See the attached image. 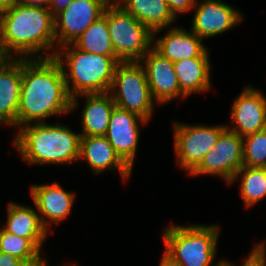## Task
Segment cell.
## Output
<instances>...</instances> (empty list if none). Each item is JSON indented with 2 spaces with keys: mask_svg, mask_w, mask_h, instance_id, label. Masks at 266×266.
Instances as JSON below:
<instances>
[{
  "mask_svg": "<svg viewBox=\"0 0 266 266\" xmlns=\"http://www.w3.org/2000/svg\"><path fill=\"white\" fill-rule=\"evenodd\" d=\"M0 266H29L24 260L0 252Z\"/></svg>",
  "mask_w": 266,
  "mask_h": 266,
  "instance_id": "f1b7e54d",
  "label": "cell"
},
{
  "mask_svg": "<svg viewBox=\"0 0 266 266\" xmlns=\"http://www.w3.org/2000/svg\"><path fill=\"white\" fill-rule=\"evenodd\" d=\"M238 175L242 177L241 195L247 207L266 197V168L242 166L236 172L232 182Z\"/></svg>",
  "mask_w": 266,
  "mask_h": 266,
  "instance_id": "d4e9b609",
  "label": "cell"
},
{
  "mask_svg": "<svg viewBox=\"0 0 266 266\" xmlns=\"http://www.w3.org/2000/svg\"><path fill=\"white\" fill-rule=\"evenodd\" d=\"M87 103L82 114L81 136H105L112 111L116 107L110 92L83 94Z\"/></svg>",
  "mask_w": 266,
  "mask_h": 266,
  "instance_id": "ffe728a7",
  "label": "cell"
},
{
  "mask_svg": "<svg viewBox=\"0 0 266 266\" xmlns=\"http://www.w3.org/2000/svg\"><path fill=\"white\" fill-rule=\"evenodd\" d=\"M219 226H170L165 229L166 254L181 266H211L215 258ZM222 261L217 265L221 266Z\"/></svg>",
  "mask_w": 266,
  "mask_h": 266,
  "instance_id": "5b68a950",
  "label": "cell"
},
{
  "mask_svg": "<svg viewBox=\"0 0 266 266\" xmlns=\"http://www.w3.org/2000/svg\"><path fill=\"white\" fill-rule=\"evenodd\" d=\"M63 69L54 58H22V85L17 126L71 112Z\"/></svg>",
  "mask_w": 266,
  "mask_h": 266,
  "instance_id": "6da1fadb",
  "label": "cell"
},
{
  "mask_svg": "<svg viewBox=\"0 0 266 266\" xmlns=\"http://www.w3.org/2000/svg\"><path fill=\"white\" fill-rule=\"evenodd\" d=\"M145 58V59H144ZM145 72L153 99L167 103L175 97L186 96L181 90L173 62L163 57L154 48L143 56Z\"/></svg>",
  "mask_w": 266,
  "mask_h": 266,
  "instance_id": "7c38bea8",
  "label": "cell"
},
{
  "mask_svg": "<svg viewBox=\"0 0 266 266\" xmlns=\"http://www.w3.org/2000/svg\"><path fill=\"white\" fill-rule=\"evenodd\" d=\"M154 49L173 63L187 58L209 56L200 37L180 28L170 30L157 40Z\"/></svg>",
  "mask_w": 266,
  "mask_h": 266,
  "instance_id": "ac0fdd59",
  "label": "cell"
},
{
  "mask_svg": "<svg viewBox=\"0 0 266 266\" xmlns=\"http://www.w3.org/2000/svg\"><path fill=\"white\" fill-rule=\"evenodd\" d=\"M77 49L102 56H116L107 24V6L104 13L72 43Z\"/></svg>",
  "mask_w": 266,
  "mask_h": 266,
  "instance_id": "603a6c76",
  "label": "cell"
},
{
  "mask_svg": "<svg viewBox=\"0 0 266 266\" xmlns=\"http://www.w3.org/2000/svg\"><path fill=\"white\" fill-rule=\"evenodd\" d=\"M243 148V137L226 128L190 174H213L231 183L236 172L243 166Z\"/></svg>",
  "mask_w": 266,
  "mask_h": 266,
  "instance_id": "ba28073f",
  "label": "cell"
},
{
  "mask_svg": "<svg viewBox=\"0 0 266 266\" xmlns=\"http://www.w3.org/2000/svg\"><path fill=\"white\" fill-rule=\"evenodd\" d=\"M54 20L48 8L13 3L3 11V58L14 51L27 59L51 49L56 41Z\"/></svg>",
  "mask_w": 266,
  "mask_h": 266,
  "instance_id": "7a4b0ae2",
  "label": "cell"
},
{
  "mask_svg": "<svg viewBox=\"0 0 266 266\" xmlns=\"http://www.w3.org/2000/svg\"><path fill=\"white\" fill-rule=\"evenodd\" d=\"M197 4L192 32L201 39L229 30L242 20V15L224 2L205 0Z\"/></svg>",
  "mask_w": 266,
  "mask_h": 266,
  "instance_id": "5bb4252c",
  "label": "cell"
},
{
  "mask_svg": "<svg viewBox=\"0 0 266 266\" xmlns=\"http://www.w3.org/2000/svg\"><path fill=\"white\" fill-rule=\"evenodd\" d=\"M3 229L19 237L30 239L39 249L48 232L34 209L12 202L8 206L7 225Z\"/></svg>",
  "mask_w": 266,
  "mask_h": 266,
  "instance_id": "44dd1931",
  "label": "cell"
},
{
  "mask_svg": "<svg viewBox=\"0 0 266 266\" xmlns=\"http://www.w3.org/2000/svg\"><path fill=\"white\" fill-rule=\"evenodd\" d=\"M243 166L266 168V129L243 138Z\"/></svg>",
  "mask_w": 266,
  "mask_h": 266,
  "instance_id": "484cf974",
  "label": "cell"
},
{
  "mask_svg": "<svg viewBox=\"0 0 266 266\" xmlns=\"http://www.w3.org/2000/svg\"><path fill=\"white\" fill-rule=\"evenodd\" d=\"M0 252L24 260L29 266H46L40 258V249L28 238L0 229Z\"/></svg>",
  "mask_w": 266,
  "mask_h": 266,
  "instance_id": "cb8c5ba5",
  "label": "cell"
},
{
  "mask_svg": "<svg viewBox=\"0 0 266 266\" xmlns=\"http://www.w3.org/2000/svg\"><path fill=\"white\" fill-rule=\"evenodd\" d=\"M13 3L14 0H0V10H7Z\"/></svg>",
  "mask_w": 266,
  "mask_h": 266,
  "instance_id": "836d02e7",
  "label": "cell"
},
{
  "mask_svg": "<svg viewBox=\"0 0 266 266\" xmlns=\"http://www.w3.org/2000/svg\"><path fill=\"white\" fill-rule=\"evenodd\" d=\"M174 143L179 164L191 173L216 144L227 126H189L174 123Z\"/></svg>",
  "mask_w": 266,
  "mask_h": 266,
  "instance_id": "9c48e42d",
  "label": "cell"
},
{
  "mask_svg": "<svg viewBox=\"0 0 266 266\" xmlns=\"http://www.w3.org/2000/svg\"><path fill=\"white\" fill-rule=\"evenodd\" d=\"M180 90L186 95L210 88L209 57L187 58L173 63Z\"/></svg>",
  "mask_w": 266,
  "mask_h": 266,
  "instance_id": "7402d4cb",
  "label": "cell"
},
{
  "mask_svg": "<svg viewBox=\"0 0 266 266\" xmlns=\"http://www.w3.org/2000/svg\"><path fill=\"white\" fill-rule=\"evenodd\" d=\"M107 24L116 57L121 62H141L155 36L115 1L107 5Z\"/></svg>",
  "mask_w": 266,
  "mask_h": 266,
  "instance_id": "8992f818",
  "label": "cell"
},
{
  "mask_svg": "<svg viewBox=\"0 0 266 266\" xmlns=\"http://www.w3.org/2000/svg\"><path fill=\"white\" fill-rule=\"evenodd\" d=\"M117 4L148 27L153 34L168 27L175 15L165 0H115Z\"/></svg>",
  "mask_w": 266,
  "mask_h": 266,
  "instance_id": "d6986e66",
  "label": "cell"
},
{
  "mask_svg": "<svg viewBox=\"0 0 266 266\" xmlns=\"http://www.w3.org/2000/svg\"><path fill=\"white\" fill-rule=\"evenodd\" d=\"M0 61V122L17 125L22 85V58Z\"/></svg>",
  "mask_w": 266,
  "mask_h": 266,
  "instance_id": "9a60e30c",
  "label": "cell"
},
{
  "mask_svg": "<svg viewBox=\"0 0 266 266\" xmlns=\"http://www.w3.org/2000/svg\"><path fill=\"white\" fill-rule=\"evenodd\" d=\"M160 266H181L179 262L173 260L169 255L164 253V256L161 260Z\"/></svg>",
  "mask_w": 266,
  "mask_h": 266,
  "instance_id": "1f68e13d",
  "label": "cell"
},
{
  "mask_svg": "<svg viewBox=\"0 0 266 266\" xmlns=\"http://www.w3.org/2000/svg\"><path fill=\"white\" fill-rule=\"evenodd\" d=\"M14 145L30 164L70 163L79 159L81 135L45 121L20 128Z\"/></svg>",
  "mask_w": 266,
  "mask_h": 266,
  "instance_id": "3957f363",
  "label": "cell"
},
{
  "mask_svg": "<svg viewBox=\"0 0 266 266\" xmlns=\"http://www.w3.org/2000/svg\"><path fill=\"white\" fill-rule=\"evenodd\" d=\"M231 112V118L238 129H227L243 138L266 129V98L251 86L236 98Z\"/></svg>",
  "mask_w": 266,
  "mask_h": 266,
  "instance_id": "4fadbf2b",
  "label": "cell"
},
{
  "mask_svg": "<svg viewBox=\"0 0 266 266\" xmlns=\"http://www.w3.org/2000/svg\"><path fill=\"white\" fill-rule=\"evenodd\" d=\"M110 0H74L54 17L58 45L72 44L104 13ZM60 19V20H59ZM60 28V29H59Z\"/></svg>",
  "mask_w": 266,
  "mask_h": 266,
  "instance_id": "30bf717a",
  "label": "cell"
},
{
  "mask_svg": "<svg viewBox=\"0 0 266 266\" xmlns=\"http://www.w3.org/2000/svg\"><path fill=\"white\" fill-rule=\"evenodd\" d=\"M72 1L74 0H52L48 9L51 12V14L55 17L57 14L65 10Z\"/></svg>",
  "mask_w": 266,
  "mask_h": 266,
  "instance_id": "f546056e",
  "label": "cell"
},
{
  "mask_svg": "<svg viewBox=\"0 0 266 266\" xmlns=\"http://www.w3.org/2000/svg\"><path fill=\"white\" fill-rule=\"evenodd\" d=\"M265 244L256 245L251 251L246 261L242 266H266ZM221 266H233L231 263L223 261Z\"/></svg>",
  "mask_w": 266,
  "mask_h": 266,
  "instance_id": "4316f807",
  "label": "cell"
},
{
  "mask_svg": "<svg viewBox=\"0 0 266 266\" xmlns=\"http://www.w3.org/2000/svg\"><path fill=\"white\" fill-rule=\"evenodd\" d=\"M2 29H3V11L0 10V55L3 57Z\"/></svg>",
  "mask_w": 266,
  "mask_h": 266,
  "instance_id": "d6a6232c",
  "label": "cell"
},
{
  "mask_svg": "<svg viewBox=\"0 0 266 266\" xmlns=\"http://www.w3.org/2000/svg\"><path fill=\"white\" fill-rule=\"evenodd\" d=\"M146 123V119L136 113L115 107L105 137L115 152L132 169L140 130L137 120Z\"/></svg>",
  "mask_w": 266,
  "mask_h": 266,
  "instance_id": "8fae6325",
  "label": "cell"
},
{
  "mask_svg": "<svg viewBox=\"0 0 266 266\" xmlns=\"http://www.w3.org/2000/svg\"><path fill=\"white\" fill-rule=\"evenodd\" d=\"M115 88L119 92L114 93ZM110 92L116 107L136 113L149 121L154 107V99L145 69L138 61L117 64Z\"/></svg>",
  "mask_w": 266,
  "mask_h": 266,
  "instance_id": "52a82bcc",
  "label": "cell"
},
{
  "mask_svg": "<svg viewBox=\"0 0 266 266\" xmlns=\"http://www.w3.org/2000/svg\"><path fill=\"white\" fill-rule=\"evenodd\" d=\"M31 196L37 209L41 213L42 225L48 230V224L44 219L60 222L71 212L74 194L64 191L58 183L51 185H33Z\"/></svg>",
  "mask_w": 266,
  "mask_h": 266,
  "instance_id": "2e32d148",
  "label": "cell"
},
{
  "mask_svg": "<svg viewBox=\"0 0 266 266\" xmlns=\"http://www.w3.org/2000/svg\"><path fill=\"white\" fill-rule=\"evenodd\" d=\"M69 46L73 49L68 50ZM66 48L65 65L69 68V73H65L64 62H62L60 51L58 53L45 55L43 58L54 57L63 69L67 91L71 97V109L77 106L76 96L83 94L106 93L109 92L114 79V72L117 64L121 62L116 56H102L77 49L74 45L62 46ZM72 80V90H70L69 78Z\"/></svg>",
  "mask_w": 266,
  "mask_h": 266,
  "instance_id": "277c9868",
  "label": "cell"
},
{
  "mask_svg": "<svg viewBox=\"0 0 266 266\" xmlns=\"http://www.w3.org/2000/svg\"><path fill=\"white\" fill-rule=\"evenodd\" d=\"M51 1L52 0H14V3L48 8L51 4Z\"/></svg>",
  "mask_w": 266,
  "mask_h": 266,
  "instance_id": "4dcf8cb0",
  "label": "cell"
},
{
  "mask_svg": "<svg viewBox=\"0 0 266 266\" xmlns=\"http://www.w3.org/2000/svg\"><path fill=\"white\" fill-rule=\"evenodd\" d=\"M82 157L87 159L95 174L106 168H118L123 178L126 179L132 170L115 152L105 136H81L79 158Z\"/></svg>",
  "mask_w": 266,
  "mask_h": 266,
  "instance_id": "e0dca14e",
  "label": "cell"
},
{
  "mask_svg": "<svg viewBox=\"0 0 266 266\" xmlns=\"http://www.w3.org/2000/svg\"><path fill=\"white\" fill-rule=\"evenodd\" d=\"M170 8V10L176 16L177 13H182L188 11L190 8H193L197 0H165Z\"/></svg>",
  "mask_w": 266,
  "mask_h": 266,
  "instance_id": "83f0119b",
  "label": "cell"
}]
</instances>
